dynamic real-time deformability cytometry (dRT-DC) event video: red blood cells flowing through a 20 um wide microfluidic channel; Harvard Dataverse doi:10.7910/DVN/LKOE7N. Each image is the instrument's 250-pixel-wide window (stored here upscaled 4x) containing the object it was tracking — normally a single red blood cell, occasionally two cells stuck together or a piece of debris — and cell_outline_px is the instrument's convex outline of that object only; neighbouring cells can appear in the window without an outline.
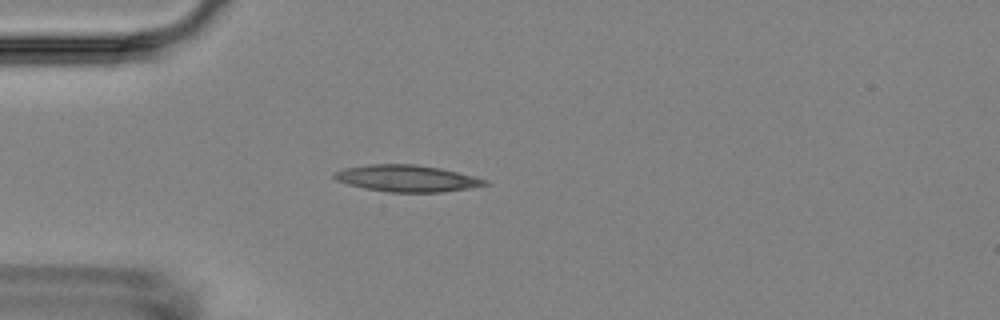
{"species": "Egyptian fruit bat (a non-hibernating species)", "species_latin": "Rousettus aegyptiacus", "temperature_condition": "room temperature", "stored_images_in_passage": 5, "camera_frame_rate_fps": 3000, "um_per_image_px": 0.085, "animal": {"sex": "female"}, "frame": {"image": 1, "passage_image": 4, "time_ms": 3.667, "image_size_px": [1000, 320], "cell_outline_px": [[492, 184], [444, 192], [388, 192], [364, 188], [348, 184], [336, 180], [332, 176], [336, 172], [344, 168], [368, 164], [416, 164], [440, 168], [488, 180]], "centroid_in_image_um": [34.59, 15.16], "position_along_channel_um": 50.4, "area_um2": 23.35}}